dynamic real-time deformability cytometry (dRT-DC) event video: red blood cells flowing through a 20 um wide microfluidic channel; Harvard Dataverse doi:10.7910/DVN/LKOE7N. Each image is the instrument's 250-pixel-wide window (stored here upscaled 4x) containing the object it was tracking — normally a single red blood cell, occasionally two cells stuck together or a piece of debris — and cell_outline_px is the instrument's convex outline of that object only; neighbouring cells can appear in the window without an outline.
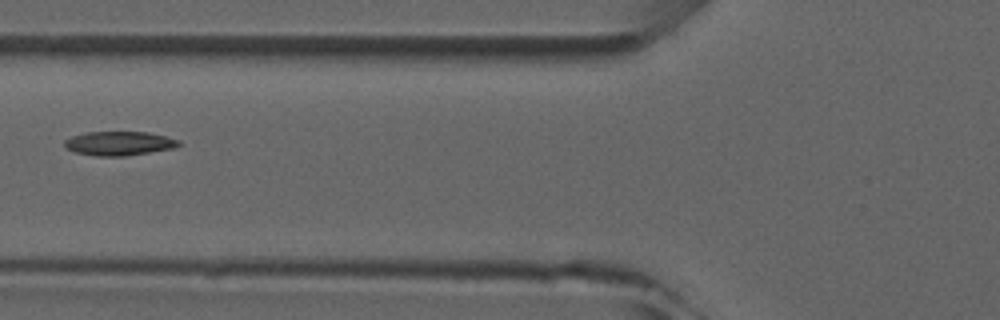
{"species": "common noctule bat (a hibernating species)", "species_latin": "Nyctalus noctula", "temperature_condition": "room temperature", "stored_images_in_passage": 5, "camera_frame_rate_fps": 3000, "um_per_image_px": 0.085, "animal": {"sex": "male", "forearm_length_mm": 52.5}, "frame": {"image": 1, "passage_image": 5, "time_ms": 4.333, "image_size_px": [1000, 320], "cell_outline_px": [[180, 144], [176, 148], [124, 156], [96, 156], [76, 152], [68, 148], [64, 144], [64, 140], [72, 136], [88, 132], [148, 132], [180, 140]], "centroid_in_image_um": [10.15, 12.19], "position_along_channel_um": 115.6, "area_um2": 15.9}}